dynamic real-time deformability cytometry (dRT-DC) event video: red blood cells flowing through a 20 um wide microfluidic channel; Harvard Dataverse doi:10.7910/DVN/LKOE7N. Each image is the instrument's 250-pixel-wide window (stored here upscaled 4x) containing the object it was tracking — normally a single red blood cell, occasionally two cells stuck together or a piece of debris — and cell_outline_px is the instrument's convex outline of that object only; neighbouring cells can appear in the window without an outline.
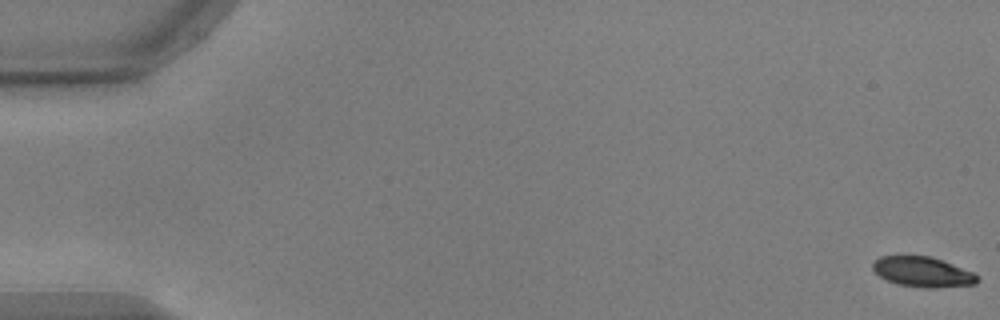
{"species": "common noctule bat (a hibernating species)", "species_latin": "Nyctalus noctula", "temperature_condition": "warm", "stored_images_in_passage": 15, "camera_frame_rate_fps": 3000, "um_per_image_px": 0.085, "animal": {"sex": "male", "body_mass_g": 17.9, "forearm_length_mm": 54.2}, "frame": {"image": 1, "passage_image": 1, "time_ms": 0.0, "image_size_px": [1000, 320], "cell_outline_px": [[980, 280], [976, 284], [936, 288], [924, 288], [896, 284], [880, 276], [872, 268], [872, 264], [880, 256], [928, 256], [952, 264], [972, 272]], "centroid_in_image_um": [78.42, 23.13], "position_along_channel_um": 6.6, "area_um2": 18.15}}
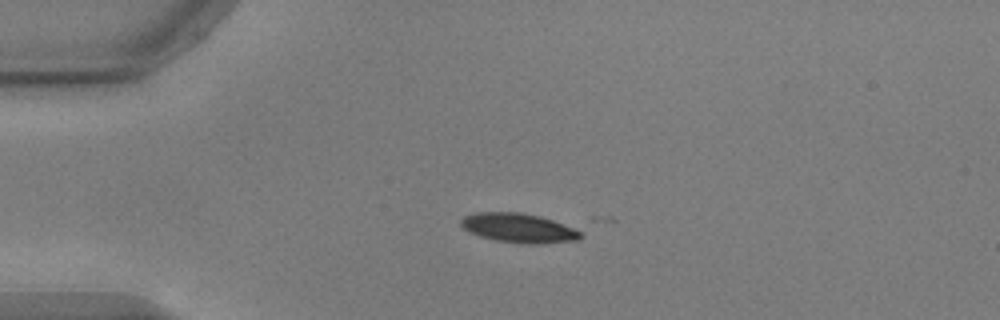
{"frame": {"image": 2, "passage_image": 14, "time_ms": 4.333, "image_size_px": [1000, 320], "cell_outline_px": [[584, 236], [580, 240], [540, 244], [524, 244], [496, 240], [480, 236], [468, 232], [460, 224], [460, 220], [464, 216], [476, 212], [520, 212], [540, 216], [584, 228]], "centroid_in_image_um": [44.23, 19.38], "position_along_channel_um": 40.8, "area_um2": 21.21}}